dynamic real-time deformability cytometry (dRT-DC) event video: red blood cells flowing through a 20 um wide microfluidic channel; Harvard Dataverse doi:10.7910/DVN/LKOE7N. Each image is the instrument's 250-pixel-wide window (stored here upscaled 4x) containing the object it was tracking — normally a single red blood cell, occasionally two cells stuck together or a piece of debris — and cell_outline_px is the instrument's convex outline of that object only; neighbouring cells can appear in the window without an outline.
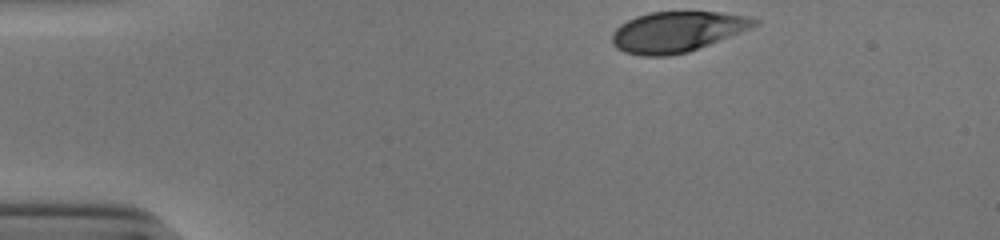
{"species": "human", "species_latin": "Homo sapiens", "temperature_condition": "cold", "stored_images_in_passage": 35, "camera_frame_rate_fps": 3000, "um_per_image_px": 0.085, "donor": {"sex": "male"}, "frame": {"image": 1, "passage_image": 1, "time_ms": 0.0, "image_size_px": [1000, 240], "cell_outline_px": [[760, 24], [752, 28], [688, 52], [668, 56], [640, 56], [624, 52], [616, 48], [612, 44], [612, 32], [620, 24], [636, 16], [648, 12], [720, 12], [752, 16], [760, 20]], "centroid_in_image_um": [57.57, 2.69], "position_along_channel_um": 27.4, "area_um2": 33.93}}
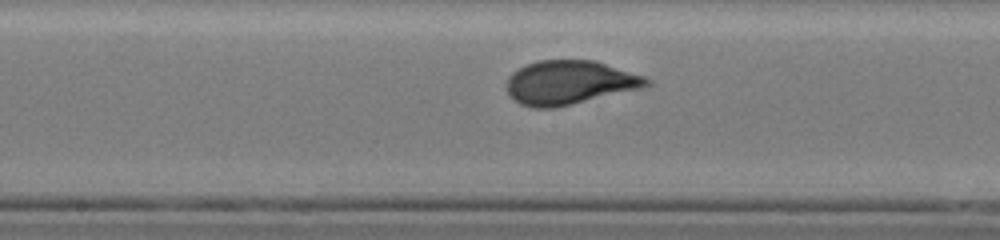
{"frame": {"image": 2, "passage_image": 20, "time_ms": 6.333, "image_size_px": [1000, 240], "cell_outline_px": [[652, 84], [644, 88], [556, 108], [532, 108], [520, 104], [508, 92], [508, 76], [512, 72], [528, 64], [540, 60], [592, 60], [644, 76], [652, 80]], "centroid_in_image_um": [48.45, 7.03], "position_along_channel_um": 199.7, "area_um2": 35.72}}
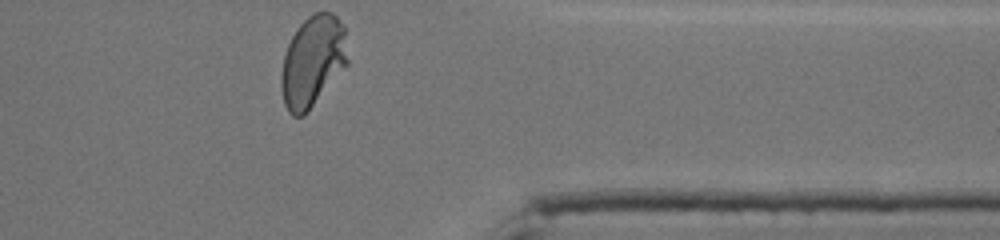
{"frame": {"image": 3, "passage_image": 35, "time_ms": 11.333, "image_size_px": [1000, 240], "cell_outline_px": [[348, 64], [304, 116], [292, 116], [288, 112], [284, 104], [280, 84], [280, 76], [284, 56], [288, 44], [296, 28], [308, 16], [316, 12], [332, 12], [344, 24], [348, 60]], "centroid_in_image_um": [26.57, 5.21], "position_along_channel_um": 384.8, "area_um2": 35.49}, "authors_computed_cell_mechanics": {"area_um2": 35.0268, "velocity_mm_per_s": 3.9059, "shape_relaxation_time_tau1_ms": 3.8162, "shape_relaxation_time_tau2_ms": null, "deformation_change_tau1": 0.1678, "deformation_change_tau2": null}}